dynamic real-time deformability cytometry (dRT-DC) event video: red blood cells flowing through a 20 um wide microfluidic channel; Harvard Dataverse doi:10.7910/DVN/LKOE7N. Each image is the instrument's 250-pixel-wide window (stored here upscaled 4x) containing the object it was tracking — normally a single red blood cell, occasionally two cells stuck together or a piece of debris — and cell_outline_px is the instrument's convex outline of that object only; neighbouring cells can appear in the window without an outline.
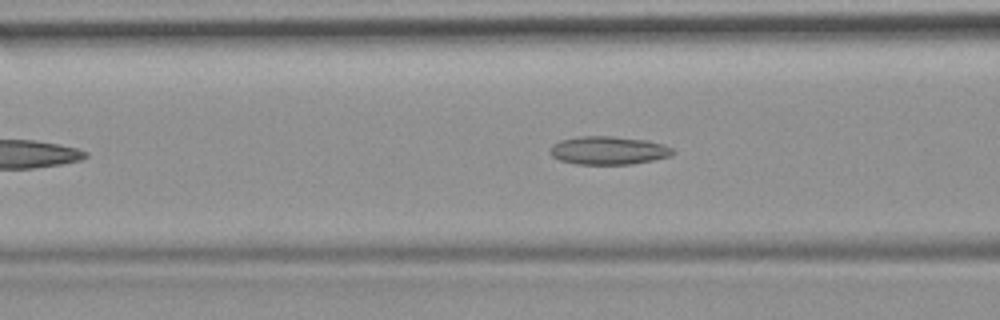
{"species": "common noctule bat (a hibernating species)", "species_latin": "Nyctalus noctula", "temperature_condition": "room temperature", "stored_images_in_passage": 44, "camera_frame_rate_fps": 3000, "um_per_image_px": 0.085, "animal": {"sex": "female", "body_mass_g": 19.9}, "frame": {"image": 1, "passage_image": 12, "time_ms": 3.667, "image_size_px": [1000, 320], "cell_outline_px": [[676, 152], [672, 156], [632, 164], [576, 164], [560, 160], [552, 156], [548, 152], [552, 144], [560, 140], [580, 136], [612, 136], [648, 140], [664, 144], [672, 148]], "centroid_in_image_um": [51.73, 12.78], "position_along_channel_um": 114.9, "area_um2": 20.4}}
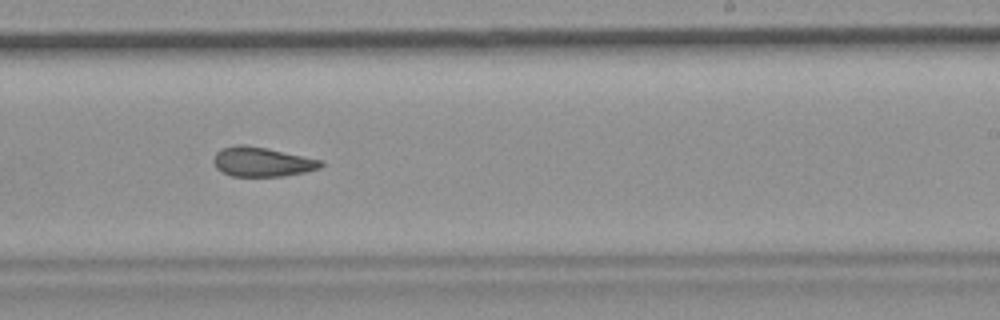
{"frame": {"image": 2, "passage_image": 24, "time_ms": 7.667, "image_size_px": [1000, 320], "cell_outline_px": [[324, 164], [320, 168], [304, 172], [284, 176], [232, 176], [216, 168], [212, 160], [216, 152], [224, 148], [236, 144], [244, 144], [268, 148], [324, 160]], "centroid_in_image_um": [22.3, 13.75], "position_along_channel_um": 266.7, "area_um2": 18.55}}
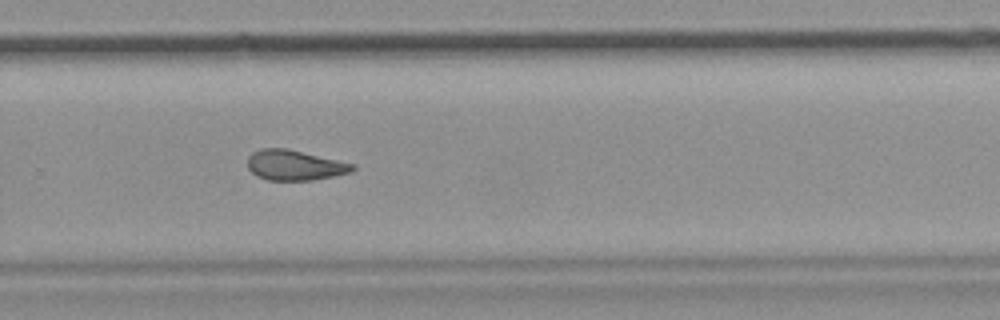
{"frame": {"image": 3, "passage_image": 27, "time_ms": 8.667, "image_size_px": [1000, 320], "cell_outline_px": [[356, 168], [352, 172], [312, 180], [268, 180], [256, 176], [248, 168], [248, 156], [252, 152], [260, 148], [288, 148], [356, 164]], "centroid_in_image_um": [25.05, 14.03], "position_along_channel_um": 304.7, "area_um2": 18.67}, "authors_computed_cell_mechanics": {"area_um2": 19.363, "velocity_mm_per_s": 3.8111, "shape_relaxation_time_tau1_ms": null, "shape_relaxation_time_tau2_ms": 7.1623, "deformation_change_tau1": null, "deformation_change_tau2": 0.1503}}